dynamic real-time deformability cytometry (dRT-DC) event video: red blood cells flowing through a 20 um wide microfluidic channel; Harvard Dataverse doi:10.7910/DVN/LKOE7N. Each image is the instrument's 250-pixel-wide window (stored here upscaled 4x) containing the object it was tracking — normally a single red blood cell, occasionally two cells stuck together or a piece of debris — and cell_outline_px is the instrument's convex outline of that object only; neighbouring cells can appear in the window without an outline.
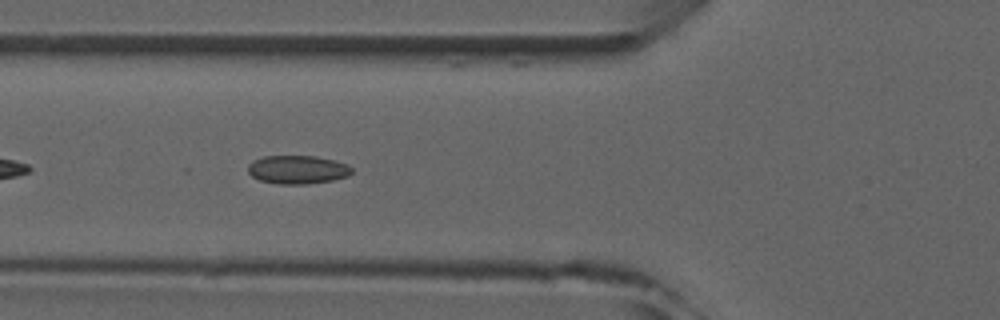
{"species": "common noctule bat (a hibernating species)", "species_latin": "Nyctalus noctula", "temperature_condition": "room temperature", "stored_images_in_passage": 7, "camera_frame_rate_fps": 3000, "um_per_image_px": 0.085, "animal": {"sex": "male", "forearm_length_mm": 52.5}, "frame": {"image": 1, "passage_image": 5, "time_ms": 4.667, "image_size_px": [1000, 320], "cell_outline_px": [[352, 172], [348, 176], [332, 180], [308, 184], [280, 184], [260, 180], [252, 176], [248, 172], [248, 164], [252, 160], [264, 156], [316, 156], [348, 164], [352, 168]], "centroid_in_image_um": [25.28, 14.41], "position_along_channel_um": 100.5, "area_um2": 17.22}}
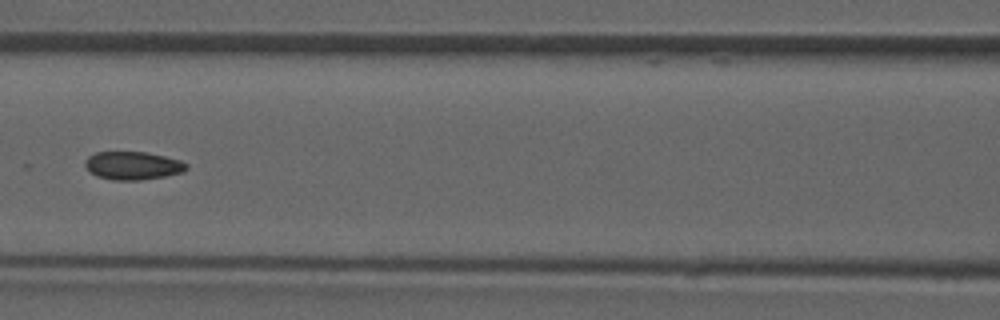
{"frame": {"image": 2, "passage_image": 6, "time_ms": 6.0, "image_size_px": [1000, 320], "cell_outline_px": [[188, 168], [184, 172], [164, 176], [140, 180], [112, 180], [96, 176], [84, 164], [84, 160], [88, 156], [96, 152], [144, 152], [164, 156], [180, 160], [188, 164]], "centroid_in_image_um": [11.29, 14.07], "position_along_channel_um": 155.3, "area_um2": 16.59}}